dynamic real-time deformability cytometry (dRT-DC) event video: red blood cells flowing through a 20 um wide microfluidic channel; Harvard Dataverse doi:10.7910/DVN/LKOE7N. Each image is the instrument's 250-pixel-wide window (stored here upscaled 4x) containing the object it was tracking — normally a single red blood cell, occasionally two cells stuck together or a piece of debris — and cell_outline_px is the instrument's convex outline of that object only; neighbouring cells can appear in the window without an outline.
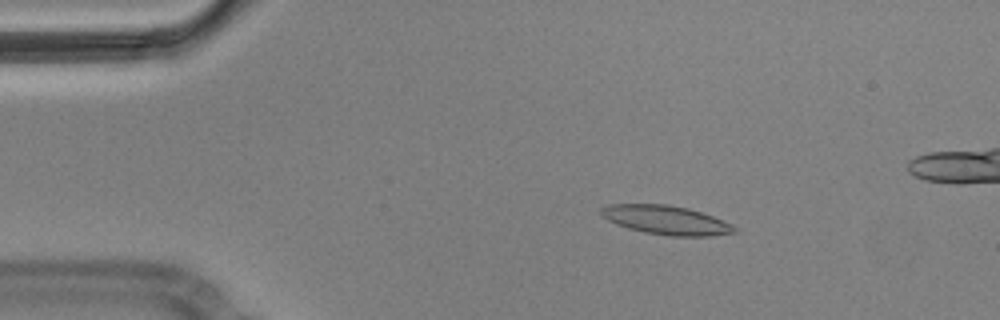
{"species": "Egyptian fruit bat (a non-hibernating species)", "species_latin": "Rousettus aegyptiacus", "temperature_condition": "cold", "stored_images_in_passage": 9, "camera_frame_rate_fps": 3000, "um_per_image_px": 0.085, "animal": {"sex": "male"}, "frame": {"image": 1, "passage_image": 2, "time_ms": 0.333, "image_size_px": [1000, 320], "cell_outline_px": [[736, 232], [712, 236], [668, 236], [644, 232], [628, 228], [616, 224], [608, 220], [600, 212], [600, 208], [612, 204], [668, 204], [688, 208], [712, 216], [732, 224], [736, 228]], "centroid_in_image_um": [56.62, 18.71], "position_along_channel_um": 28.4, "area_um2": 22.43}}
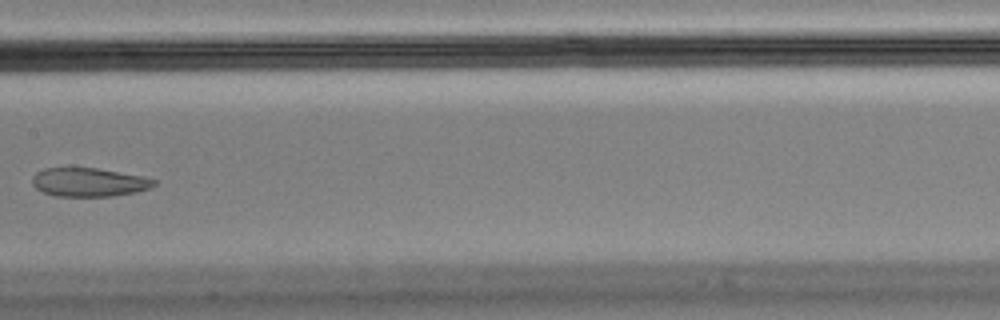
{"frame": {"image": 2, "passage_image": 7, "time_ms": 2.0, "image_size_px": [1000, 320], "cell_outline_px": [[156, 184], [152, 188], [136, 192], [112, 196], [56, 196], [44, 192], [36, 188], [32, 184], [32, 176], [36, 172], [44, 168], [96, 168], [140, 176], [156, 180]], "centroid_in_image_um": [7.54, 15.49], "position_along_channel_um": 199.9, "area_um2": 20.23}}